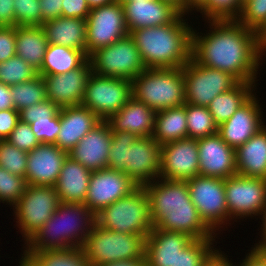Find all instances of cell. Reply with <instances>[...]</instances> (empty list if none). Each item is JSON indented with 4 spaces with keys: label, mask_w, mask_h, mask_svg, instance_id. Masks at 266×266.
Returning a JSON list of instances; mask_svg holds the SVG:
<instances>
[{
    "label": "cell",
    "mask_w": 266,
    "mask_h": 266,
    "mask_svg": "<svg viewBox=\"0 0 266 266\" xmlns=\"http://www.w3.org/2000/svg\"><path fill=\"white\" fill-rule=\"evenodd\" d=\"M210 24L214 30L203 37L193 30L192 58L205 67L230 73L239 82H255L259 58L266 50L259 35L236 19Z\"/></svg>",
    "instance_id": "obj_1"
},
{
    "label": "cell",
    "mask_w": 266,
    "mask_h": 266,
    "mask_svg": "<svg viewBox=\"0 0 266 266\" xmlns=\"http://www.w3.org/2000/svg\"><path fill=\"white\" fill-rule=\"evenodd\" d=\"M157 181L143 185L148 194L153 227L184 233L192 239L213 238L214 232L201 219L191 201L187 182L163 178L161 183Z\"/></svg>",
    "instance_id": "obj_2"
},
{
    "label": "cell",
    "mask_w": 266,
    "mask_h": 266,
    "mask_svg": "<svg viewBox=\"0 0 266 266\" xmlns=\"http://www.w3.org/2000/svg\"><path fill=\"white\" fill-rule=\"evenodd\" d=\"M180 14L172 23L144 27L129 34L146 68H181L192 59V28Z\"/></svg>",
    "instance_id": "obj_3"
},
{
    "label": "cell",
    "mask_w": 266,
    "mask_h": 266,
    "mask_svg": "<svg viewBox=\"0 0 266 266\" xmlns=\"http://www.w3.org/2000/svg\"><path fill=\"white\" fill-rule=\"evenodd\" d=\"M95 223V214L85 203L61 202L54 214L27 241L29 247L24 252L33 254L37 251L82 247Z\"/></svg>",
    "instance_id": "obj_4"
},
{
    "label": "cell",
    "mask_w": 266,
    "mask_h": 266,
    "mask_svg": "<svg viewBox=\"0 0 266 266\" xmlns=\"http://www.w3.org/2000/svg\"><path fill=\"white\" fill-rule=\"evenodd\" d=\"M131 83L133 97L155 112L186 103L183 67L146 68Z\"/></svg>",
    "instance_id": "obj_5"
},
{
    "label": "cell",
    "mask_w": 266,
    "mask_h": 266,
    "mask_svg": "<svg viewBox=\"0 0 266 266\" xmlns=\"http://www.w3.org/2000/svg\"><path fill=\"white\" fill-rule=\"evenodd\" d=\"M95 219L96 224L105 229L145 238L153 229L148 194L143 186L102 209Z\"/></svg>",
    "instance_id": "obj_6"
},
{
    "label": "cell",
    "mask_w": 266,
    "mask_h": 266,
    "mask_svg": "<svg viewBox=\"0 0 266 266\" xmlns=\"http://www.w3.org/2000/svg\"><path fill=\"white\" fill-rule=\"evenodd\" d=\"M146 238L114 232L96 223L82 246L91 266L145 258Z\"/></svg>",
    "instance_id": "obj_7"
},
{
    "label": "cell",
    "mask_w": 266,
    "mask_h": 266,
    "mask_svg": "<svg viewBox=\"0 0 266 266\" xmlns=\"http://www.w3.org/2000/svg\"><path fill=\"white\" fill-rule=\"evenodd\" d=\"M92 72L106 77L133 80L146 66L130 34L94 51L88 57Z\"/></svg>",
    "instance_id": "obj_8"
},
{
    "label": "cell",
    "mask_w": 266,
    "mask_h": 266,
    "mask_svg": "<svg viewBox=\"0 0 266 266\" xmlns=\"http://www.w3.org/2000/svg\"><path fill=\"white\" fill-rule=\"evenodd\" d=\"M132 97L131 80L101 76L92 72L81 105L90 109L101 120H107Z\"/></svg>",
    "instance_id": "obj_9"
},
{
    "label": "cell",
    "mask_w": 266,
    "mask_h": 266,
    "mask_svg": "<svg viewBox=\"0 0 266 266\" xmlns=\"http://www.w3.org/2000/svg\"><path fill=\"white\" fill-rule=\"evenodd\" d=\"M185 101L208 106L212 99L233 88L239 81L230 73L198 64L193 58L183 66Z\"/></svg>",
    "instance_id": "obj_10"
},
{
    "label": "cell",
    "mask_w": 266,
    "mask_h": 266,
    "mask_svg": "<svg viewBox=\"0 0 266 266\" xmlns=\"http://www.w3.org/2000/svg\"><path fill=\"white\" fill-rule=\"evenodd\" d=\"M60 203L55 186L27 185L24 194L13 206L26 242L54 214Z\"/></svg>",
    "instance_id": "obj_11"
},
{
    "label": "cell",
    "mask_w": 266,
    "mask_h": 266,
    "mask_svg": "<svg viewBox=\"0 0 266 266\" xmlns=\"http://www.w3.org/2000/svg\"><path fill=\"white\" fill-rule=\"evenodd\" d=\"M86 56L129 34L123 4L113 3L90 9L86 18Z\"/></svg>",
    "instance_id": "obj_12"
},
{
    "label": "cell",
    "mask_w": 266,
    "mask_h": 266,
    "mask_svg": "<svg viewBox=\"0 0 266 266\" xmlns=\"http://www.w3.org/2000/svg\"><path fill=\"white\" fill-rule=\"evenodd\" d=\"M186 182L192 203L212 231L228 220L224 179L197 175Z\"/></svg>",
    "instance_id": "obj_13"
},
{
    "label": "cell",
    "mask_w": 266,
    "mask_h": 266,
    "mask_svg": "<svg viewBox=\"0 0 266 266\" xmlns=\"http://www.w3.org/2000/svg\"><path fill=\"white\" fill-rule=\"evenodd\" d=\"M225 196L229 219L258 215L266 207V179L239 174L228 177L225 179Z\"/></svg>",
    "instance_id": "obj_14"
},
{
    "label": "cell",
    "mask_w": 266,
    "mask_h": 266,
    "mask_svg": "<svg viewBox=\"0 0 266 266\" xmlns=\"http://www.w3.org/2000/svg\"><path fill=\"white\" fill-rule=\"evenodd\" d=\"M138 187L128 175L109 168L93 171L85 204L95 215Z\"/></svg>",
    "instance_id": "obj_15"
},
{
    "label": "cell",
    "mask_w": 266,
    "mask_h": 266,
    "mask_svg": "<svg viewBox=\"0 0 266 266\" xmlns=\"http://www.w3.org/2000/svg\"><path fill=\"white\" fill-rule=\"evenodd\" d=\"M199 175L196 139L184 138L161 147L160 178L186 181Z\"/></svg>",
    "instance_id": "obj_16"
},
{
    "label": "cell",
    "mask_w": 266,
    "mask_h": 266,
    "mask_svg": "<svg viewBox=\"0 0 266 266\" xmlns=\"http://www.w3.org/2000/svg\"><path fill=\"white\" fill-rule=\"evenodd\" d=\"M92 67L87 59L79 68L64 74L41 75L44 79L47 99L59 109L81 105Z\"/></svg>",
    "instance_id": "obj_17"
},
{
    "label": "cell",
    "mask_w": 266,
    "mask_h": 266,
    "mask_svg": "<svg viewBox=\"0 0 266 266\" xmlns=\"http://www.w3.org/2000/svg\"><path fill=\"white\" fill-rule=\"evenodd\" d=\"M199 175L227 179L237 174L235 149L216 133L197 139Z\"/></svg>",
    "instance_id": "obj_18"
},
{
    "label": "cell",
    "mask_w": 266,
    "mask_h": 266,
    "mask_svg": "<svg viewBox=\"0 0 266 266\" xmlns=\"http://www.w3.org/2000/svg\"><path fill=\"white\" fill-rule=\"evenodd\" d=\"M161 147L152 137H139L127 147L125 174L138 186L160 177Z\"/></svg>",
    "instance_id": "obj_19"
},
{
    "label": "cell",
    "mask_w": 266,
    "mask_h": 266,
    "mask_svg": "<svg viewBox=\"0 0 266 266\" xmlns=\"http://www.w3.org/2000/svg\"><path fill=\"white\" fill-rule=\"evenodd\" d=\"M67 155L55 144L40 143L27 153V184L55 186Z\"/></svg>",
    "instance_id": "obj_20"
},
{
    "label": "cell",
    "mask_w": 266,
    "mask_h": 266,
    "mask_svg": "<svg viewBox=\"0 0 266 266\" xmlns=\"http://www.w3.org/2000/svg\"><path fill=\"white\" fill-rule=\"evenodd\" d=\"M112 131L106 120H102L68 153V156L81 163L90 171L108 167V153L111 146Z\"/></svg>",
    "instance_id": "obj_21"
},
{
    "label": "cell",
    "mask_w": 266,
    "mask_h": 266,
    "mask_svg": "<svg viewBox=\"0 0 266 266\" xmlns=\"http://www.w3.org/2000/svg\"><path fill=\"white\" fill-rule=\"evenodd\" d=\"M260 107L253 95L225 122L218 126V134L233 149L243 145L262 127Z\"/></svg>",
    "instance_id": "obj_22"
},
{
    "label": "cell",
    "mask_w": 266,
    "mask_h": 266,
    "mask_svg": "<svg viewBox=\"0 0 266 266\" xmlns=\"http://www.w3.org/2000/svg\"><path fill=\"white\" fill-rule=\"evenodd\" d=\"M123 8L129 33L139 28L172 23L181 14L173 5L161 0L124 2Z\"/></svg>",
    "instance_id": "obj_23"
},
{
    "label": "cell",
    "mask_w": 266,
    "mask_h": 266,
    "mask_svg": "<svg viewBox=\"0 0 266 266\" xmlns=\"http://www.w3.org/2000/svg\"><path fill=\"white\" fill-rule=\"evenodd\" d=\"M60 132L56 143L61 150L69 153L81 138L89 133L102 120L83 105L59 109Z\"/></svg>",
    "instance_id": "obj_24"
},
{
    "label": "cell",
    "mask_w": 266,
    "mask_h": 266,
    "mask_svg": "<svg viewBox=\"0 0 266 266\" xmlns=\"http://www.w3.org/2000/svg\"><path fill=\"white\" fill-rule=\"evenodd\" d=\"M192 240L187 234L153 227L145 241L147 266H174L179 251Z\"/></svg>",
    "instance_id": "obj_25"
},
{
    "label": "cell",
    "mask_w": 266,
    "mask_h": 266,
    "mask_svg": "<svg viewBox=\"0 0 266 266\" xmlns=\"http://www.w3.org/2000/svg\"><path fill=\"white\" fill-rule=\"evenodd\" d=\"M156 112L132 97L106 121L112 132L128 131L139 137H152Z\"/></svg>",
    "instance_id": "obj_26"
},
{
    "label": "cell",
    "mask_w": 266,
    "mask_h": 266,
    "mask_svg": "<svg viewBox=\"0 0 266 266\" xmlns=\"http://www.w3.org/2000/svg\"><path fill=\"white\" fill-rule=\"evenodd\" d=\"M92 171L67 155L55 189L60 202L85 203Z\"/></svg>",
    "instance_id": "obj_27"
},
{
    "label": "cell",
    "mask_w": 266,
    "mask_h": 266,
    "mask_svg": "<svg viewBox=\"0 0 266 266\" xmlns=\"http://www.w3.org/2000/svg\"><path fill=\"white\" fill-rule=\"evenodd\" d=\"M48 44L82 51L86 55V19L58 17L42 24Z\"/></svg>",
    "instance_id": "obj_28"
},
{
    "label": "cell",
    "mask_w": 266,
    "mask_h": 266,
    "mask_svg": "<svg viewBox=\"0 0 266 266\" xmlns=\"http://www.w3.org/2000/svg\"><path fill=\"white\" fill-rule=\"evenodd\" d=\"M237 174L266 179V127L235 150Z\"/></svg>",
    "instance_id": "obj_29"
},
{
    "label": "cell",
    "mask_w": 266,
    "mask_h": 266,
    "mask_svg": "<svg viewBox=\"0 0 266 266\" xmlns=\"http://www.w3.org/2000/svg\"><path fill=\"white\" fill-rule=\"evenodd\" d=\"M47 46L42 26H16V55L37 71L42 67Z\"/></svg>",
    "instance_id": "obj_30"
},
{
    "label": "cell",
    "mask_w": 266,
    "mask_h": 266,
    "mask_svg": "<svg viewBox=\"0 0 266 266\" xmlns=\"http://www.w3.org/2000/svg\"><path fill=\"white\" fill-rule=\"evenodd\" d=\"M188 137L186 103L156 112L152 138L161 146Z\"/></svg>",
    "instance_id": "obj_31"
},
{
    "label": "cell",
    "mask_w": 266,
    "mask_h": 266,
    "mask_svg": "<svg viewBox=\"0 0 266 266\" xmlns=\"http://www.w3.org/2000/svg\"><path fill=\"white\" fill-rule=\"evenodd\" d=\"M254 82H238L233 88L217 95L207 106L214 122L219 126L227 121L254 94Z\"/></svg>",
    "instance_id": "obj_32"
},
{
    "label": "cell",
    "mask_w": 266,
    "mask_h": 266,
    "mask_svg": "<svg viewBox=\"0 0 266 266\" xmlns=\"http://www.w3.org/2000/svg\"><path fill=\"white\" fill-rule=\"evenodd\" d=\"M88 57L80 50L48 44L38 75L64 74L79 68Z\"/></svg>",
    "instance_id": "obj_33"
},
{
    "label": "cell",
    "mask_w": 266,
    "mask_h": 266,
    "mask_svg": "<svg viewBox=\"0 0 266 266\" xmlns=\"http://www.w3.org/2000/svg\"><path fill=\"white\" fill-rule=\"evenodd\" d=\"M25 266H91L82 247L24 253Z\"/></svg>",
    "instance_id": "obj_34"
},
{
    "label": "cell",
    "mask_w": 266,
    "mask_h": 266,
    "mask_svg": "<svg viewBox=\"0 0 266 266\" xmlns=\"http://www.w3.org/2000/svg\"><path fill=\"white\" fill-rule=\"evenodd\" d=\"M10 93L14 109L17 111L47 99L45 83L41 75L27 82L10 86Z\"/></svg>",
    "instance_id": "obj_35"
},
{
    "label": "cell",
    "mask_w": 266,
    "mask_h": 266,
    "mask_svg": "<svg viewBox=\"0 0 266 266\" xmlns=\"http://www.w3.org/2000/svg\"><path fill=\"white\" fill-rule=\"evenodd\" d=\"M186 121L188 138L197 140L218 133V125L206 106L186 103Z\"/></svg>",
    "instance_id": "obj_36"
},
{
    "label": "cell",
    "mask_w": 266,
    "mask_h": 266,
    "mask_svg": "<svg viewBox=\"0 0 266 266\" xmlns=\"http://www.w3.org/2000/svg\"><path fill=\"white\" fill-rule=\"evenodd\" d=\"M214 238L193 239L179 251L174 266H206L207 262L218 251L211 245Z\"/></svg>",
    "instance_id": "obj_37"
},
{
    "label": "cell",
    "mask_w": 266,
    "mask_h": 266,
    "mask_svg": "<svg viewBox=\"0 0 266 266\" xmlns=\"http://www.w3.org/2000/svg\"><path fill=\"white\" fill-rule=\"evenodd\" d=\"M38 76V71L15 55L4 62H0V82L12 86L27 82Z\"/></svg>",
    "instance_id": "obj_38"
},
{
    "label": "cell",
    "mask_w": 266,
    "mask_h": 266,
    "mask_svg": "<svg viewBox=\"0 0 266 266\" xmlns=\"http://www.w3.org/2000/svg\"><path fill=\"white\" fill-rule=\"evenodd\" d=\"M138 138L139 136L128 131L112 132L107 168L125 173L127 147L131 146Z\"/></svg>",
    "instance_id": "obj_39"
},
{
    "label": "cell",
    "mask_w": 266,
    "mask_h": 266,
    "mask_svg": "<svg viewBox=\"0 0 266 266\" xmlns=\"http://www.w3.org/2000/svg\"><path fill=\"white\" fill-rule=\"evenodd\" d=\"M0 167L11 174L25 177L27 152L20 150L6 139L0 140Z\"/></svg>",
    "instance_id": "obj_40"
},
{
    "label": "cell",
    "mask_w": 266,
    "mask_h": 266,
    "mask_svg": "<svg viewBox=\"0 0 266 266\" xmlns=\"http://www.w3.org/2000/svg\"><path fill=\"white\" fill-rule=\"evenodd\" d=\"M242 9L241 0H207L200 8L211 20L236 19Z\"/></svg>",
    "instance_id": "obj_41"
},
{
    "label": "cell",
    "mask_w": 266,
    "mask_h": 266,
    "mask_svg": "<svg viewBox=\"0 0 266 266\" xmlns=\"http://www.w3.org/2000/svg\"><path fill=\"white\" fill-rule=\"evenodd\" d=\"M27 185L25 177L11 174L0 167V201L15 205L24 194Z\"/></svg>",
    "instance_id": "obj_42"
},
{
    "label": "cell",
    "mask_w": 266,
    "mask_h": 266,
    "mask_svg": "<svg viewBox=\"0 0 266 266\" xmlns=\"http://www.w3.org/2000/svg\"><path fill=\"white\" fill-rule=\"evenodd\" d=\"M236 20L257 33L266 24V0H247Z\"/></svg>",
    "instance_id": "obj_43"
},
{
    "label": "cell",
    "mask_w": 266,
    "mask_h": 266,
    "mask_svg": "<svg viewBox=\"0 0 266 266\" xmlns=\"http://www.w3.org/2000/svg\"><path fill=\"white\" fill-rule=\"evenodd\" d=\"M39 0H14L15 26H42Z\"/></svg>",
    "instance_id": "obj_44"
},
{
    "label": "cell",
    "mask_w": 266,
    "mask_h": 266,
    "mask_svg": "<svg viewBox=\"0 0 266 266\" xmlns=\"http://www.w3.org/2000/svg\"><path fill=\"white\" fill-rule=\"evenodd\" d=\"M29 125L40 143L55 144L60 132V113L54 117L34 119Z\"/></svg>",
    "instance_id": "obj_45"
},
{
    "label": "cell",
    "mask_w": 266,
    "mask_h": 266,
    "mask_svg": "<svg viewBox=\"0 0 266 266\" xmlns=\"http://www.w3.org/2000/svg\"><path fill=\"white\" fill-rule=\"evenodd\" d=\"M6 140L22 151L30 152L40 144L30 125L19 120Z\"/></svg>",
    "instance_id": "obj_46"
},
{
    "label": "cell",
    "mask_w": 266,
    "mask_h": 266,
    "mask_svg": "<svg viewBox=\"0 0 266 266\" xmlns=\"http://www.w3.org/2000/svg\"><path fill=\"white\" fill-rule=\"evenodd\" d=\"M59 112V108L49 99L40 103L25 107L19 111L20 120L31 124L34 119L54 117Z\"/></svg>",
    "instance_id": "obj_47"
},
{
    "label": "cell",
    "mask_w": 266,
    "mask_h": 266,
    "mask_svg": "<svg viewBox=\"0 0 266 266\" xmlns=\"http://www.w3.org/2000/svg\"><path fill=\"white\" fill-rule=\"evenodd\" d=\"M16 55V26L0 27V62Z\"/></svg>",
    "instance_id": "obj_48"
},
{
    "label": "cell",
    "mask_w": 266,
    "mask_h": 266,
    "mask_svg": "<svg viewBox=\"0 0 266 266\" xmlns=\"http://www.w3.org/2000/svg\"><path fill=\"white\" fill-rule=\"evenodd\" d=\"M90 13V8L86 0H63L62 17H72L86 19Z\"/></svg>",
    "instance_id": "obj_49"
},
{
    "label": "cell",
    "mask_w": 266,
    "mask_h": 266,
    "mask_svg": "<svg viewBox=\"0 0 266 266\" xmlns=\"http://www.w3.org/2000/svg\"><path fill=\"white\" fill-rule=\"evenodd\" d=\"M19 120V111L14 108L0 110V140H5L10 135Z\"/></svg>",
    "instance_id": "obj_50"
},
{
    "label": "cell",
    "mask_w": 266,
    "mask_h": 266,
    "mask_svg": "<svg viewBox=\"0 0 266 266\" xmlns=\"http://www.w3.org/2000/svg\"><path fill=\"white\" fill-rule=\"evenodd\" d=\"M63 0H39L42 23L61 16Z\"/></svg>",
    "instance_id": "obj_51"
},
{
    "label": "cell",
    "mask_w": 266,
    "mask_h": 266,
    "mask_svg": "<svg viewBox=\"0 0 266 266\" xmlns=\"http://www.w3.org/2000/svg\"><path fill=\"white\" fill-rule=\"evenodd\" d=\"M15 26L14 0H0V27Z\"/></svg>",
    "instance_id": "obj_52"
},
{
    "label": "cell",
    "mask_w": 266,
    "mask_h": 266,
    "mask_svg": "<svg viewBox=\"0 0 266 266\" xmlns=\"http://www.w3.org/2000/svg\"><path fill=\"white\" fill-rule=\"evenodd\" d=\"M240 266H266V256L260 249L254 248Z\"/></svg>",
    "instance_id": "obj_53"
},
{
    "label": "cell",
    "mask_w": 266,
    "mask_h": 266,
    "mask_svg": "<svg viewBox=\"0 0 266 266\" xmlns=\"http://www.w3.org/2000/svg\"><path fill=\"white\" fill-rule=\"evenodd\" d=\"M14 108L10 86L0 82V110Z\"/></svg>",
    "instance_id": "obj_54"
},
{
    "label": "cell",
    "mask_w": 266,
    "mask_h": 266,
    "mask_svg": "<svg viewBox=\"0 0 266 266\" xmlns=\"http://www.w3.org/2000/svg\"><path fill=\"white\" fill-rule=\"evenodd\" d=\"M206 266H233V264L230 263L227 257L225 258L221 252L219 253V251H217L207 262Z\"/></svg>",
    "instance_id": "obj_55"
},
{
    "label": "cell",
    "mask_w": 266,
    "mask_h": 266,
    "mask_svg": "<svg viewBox=\"0 0 266 266\" xmlns=\"http://www.w3.org/2000/svg\"><path fill=\"white\" fill-rule=\"evenodd\" d=\"M101 266H147L146 259L142 260H128V261H119L115 263H108Z\"/></svg>",
    "instance_id": "obj_56"
},
{
    "label": "cell",
    "mask_w": 266,
    "mask_h": 266,
    "mask_svg": "<svg viewBox=\"0 0 266 266\" xmlns=\"http://www.w3.org/2000/svg\"><path fill=\"white\" fill-rule=\"evenodd\" d=\"M168 2L178 9L182 14H186V0H161Z\"/></svg>",
    "instance_id": "obj_57"
},
{
    "label": "cell",
    "mask_w": 266,
    "mask_h": 266,
    "mask_svg": "<svg viewBox=\"0 0 266 266\" xmlns=\"http://www.w3.org/2000/svg\"><path fill=\"white\" fill-rule=\"evenodd\" d=\"M90 9L113 3L116 0H86Z\"/></svg>",
    "instance_id": "obj_58"
},
{
    "label": "cell",
    "mask_w": 266,
    "mask_h": 266,
    "mask_svg": "<svg viewBox=\"0 0 266 266\" xmlns=\"http://www.w3.org/2000/svg\"><path fill=\"white\" fill-rule=\"evenodd\" d=\"M207 0H186V12L191 10V8L198 11V9L206 2Z\"/></svg>",
    "instance_id": "obj_59"
},
{
    "label": "cell",
    "mask_w": 266,
    "mask_h": 266,
    "mask_svg": "<svg viewBox=\"0 0 266 266\" xmlns=\"http://www.w3.org/2000/svg\"><path fill=\"white\" fill-rule=\"evenodd\" d=\"M263 214V233H262V235L264 236L263 237V241H261V242H259L260 244L258 245H256V247H254V248H257V246H265L266 245V207L260 212V215H262Z\"/></svg>",
    "instance_id": "obj_60"
},
{
    "label": "cell",
    "mask_w": 266,
    "mask_h": 266,
    "mask_svg": "<svg viewBox=\"0 0 266 266\" xmlns=\"http://www.w3.org/2000/svg\"><path fill=\"white\" fill-rule=\"evenodd\" d=\"M260 40L266 45V24L257 32Z\"/></svg>",
    "instance_id": "obj_61"
},
{
    "label": "cell",
    "mask_w": 266,
    "mask_h": 266,
    "mask_svg": "<svg viewBox=\"0 0 266 266\" xmlns=\"http://www.w3.org/2000/svg\"><path fill=\"white\" fill-rule=\"evenodd\" d=\"M257 249H260L266 256V245L265 246H257Z\"/></svg>",
    "instance_id": "obj_62"
},
{
    "label": "cell",
    "mask_w": 266,
    "mask_h": 266,
    "mask_svg": "<svg viewBox=\"0 0 266 266\" xmlns=\"http://www.w3.org/2000/svg\"><path fill=\"white\" fill-rule=\"evenodd\" d=\"M118 1L123 4L124 2L140 1V0H118Z\"/></svg>",
    "instance_id": "obj_63"
},
{
    "label": "cell",
    "mask_w": 266,
    "mask_h": 266,
    "mask_svg": "<svg viewBox=\"0 0 266 266\" xmlns=\"http://www.w3.org/2000/svg\"><path fill=\"white\" fill-rule=\"evenodd\" d=\"M19 266H25V265L20 261V265Z\"/></svg>",
    "instance_id": "obj_64"
}]
</instances>
